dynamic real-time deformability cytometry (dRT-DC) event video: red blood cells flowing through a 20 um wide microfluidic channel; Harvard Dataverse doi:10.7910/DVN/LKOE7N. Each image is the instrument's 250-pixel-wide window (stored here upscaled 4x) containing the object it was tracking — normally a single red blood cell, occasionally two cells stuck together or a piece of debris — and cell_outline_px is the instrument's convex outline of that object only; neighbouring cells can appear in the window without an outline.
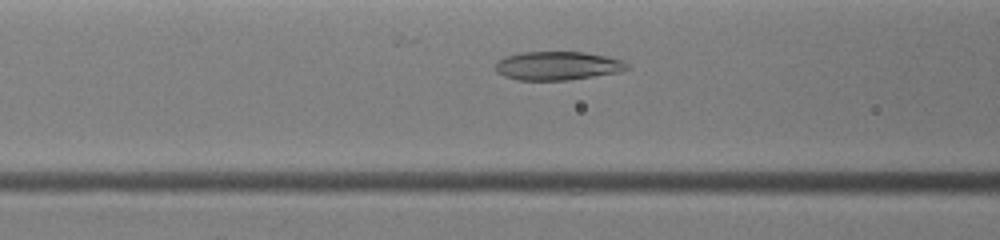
{"species": "common noctule bat (a hibernating species)", "species_latin": "Nyctalus noctula", "temperature_condition": "warm", "stored_images_in_passage": 31, "camera_frame_rate_fps": 3000, "um_per_image_px": 0.085, "animal": {"sex": "female", "body_mass_g": 19.0, "forearm_length_mm": 51.5}, "frame": {"image": 1, "passage_image": 12, "time_ms": 3.667, "image_size_px": [1000, 240], "cell_outline_px": [[632, 68], [620, 72], [568, 80], [520, 80], [504, 76], [496, 72], [492, 68], [492, 64], [496, 60], [504, 56], [520, 52], [584, 52], [608, 56], [624, 60]], "centroid_in_image_um": [47.36, 5.58], "position_along_channel_um": 119.2, "area_um2": 22.48}}
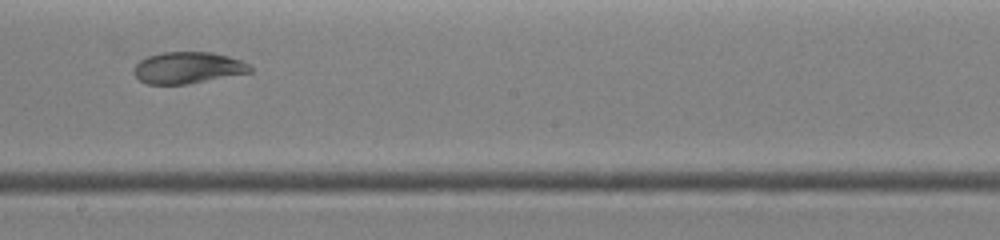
{"frame": {"image": 2, "passage_image": 19, "time_ms": 6.0, "image_size_px": [1000, 240], "cell_outline_px": [[252, 72], [184, 84], [148, 84], [140, 80], [132, 72], [132, 68], [140, 60], [148, 56], [160, 52], [212, 52], [228, 56], [240, 60], [248, 64], [252, 68]], "centroid_in_image_um": [15.93, 5.75], "position_along_channel_um": 232.3, "area_um2": 21.27}}
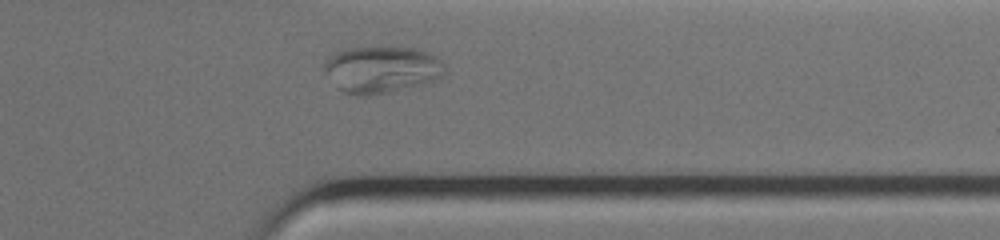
{"frame": {"image": 3, "passage_image": 28, "time_ms": 9.0, "image_size_px": [1000, 240], "cell_outline_px": [[444, 76], [424, 84], [368, 96], [356, 96], [344, 92], [336, 88], [324, 72], [324, 60], [328, 56], [336, 52], [348, 48], [416, 48], [428, 52], [436, 56], [444, 64]], "centroid_in_image_um": [32.4, 5.92], "position_along_channel_um": 379.0, "area_um2": 32.95}}